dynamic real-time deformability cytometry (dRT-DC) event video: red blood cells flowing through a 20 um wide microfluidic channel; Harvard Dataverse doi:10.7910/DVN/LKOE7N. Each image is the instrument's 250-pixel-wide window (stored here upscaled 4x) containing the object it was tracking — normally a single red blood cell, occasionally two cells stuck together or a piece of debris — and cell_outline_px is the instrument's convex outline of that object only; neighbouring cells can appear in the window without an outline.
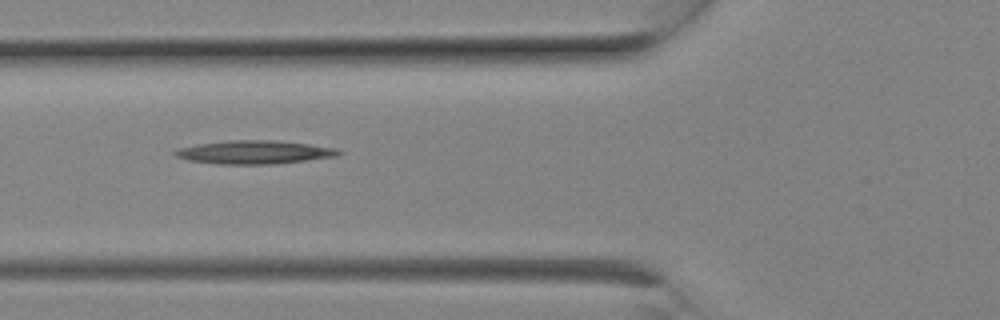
{"species": "Egyptian fruit bat (a non-hibernating species)", "species_latin": "Rousettus aegyptiacus", "temperature_condition": "room temperature", "stored_images_in_passage": 3, "camera_frame_rate_fps": 3000, "um_per_image_px": 0.085, "animal": {"sex": "female"}, "frame": {"image": 1, "passage_image": 2, "time_ms": 0.333, "image_size_px": [1000, 320], "cell_outline_px": [[344, 152], [340, 156], [276, 164], [220, 164], [188, 160], [176, 156], [172, 152], [180, 148], [196, 144], [228, 140], [276, 140], [308, 144], [336, 148]], "centroid_in_image_um": [21.67, 12.94], "position_along_channel_um": 104.1, "area_um2": 22.43}}
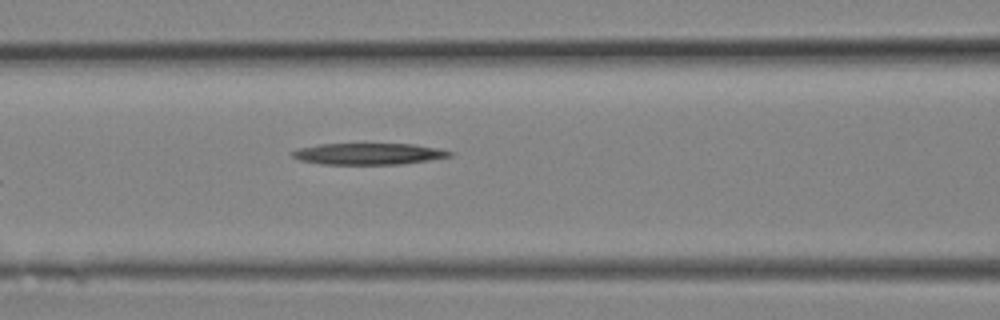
{"frame": {"image": 2, "passage_image": 3, "time_ms": 0.667, "image_size_px": [1000, 320], "cell_outline_px": [[452, 156], [428, 160], [400, 164], [320, 164], [300, 160], [292, 156], [288, 152], [296, 148], [320, 144], [412, 144], [440, 148], [452, 152]], "centroid_in_image_um": [31.27, 13.07], "position_along_channel_um": 135.3, "area_um2": 19.71}}